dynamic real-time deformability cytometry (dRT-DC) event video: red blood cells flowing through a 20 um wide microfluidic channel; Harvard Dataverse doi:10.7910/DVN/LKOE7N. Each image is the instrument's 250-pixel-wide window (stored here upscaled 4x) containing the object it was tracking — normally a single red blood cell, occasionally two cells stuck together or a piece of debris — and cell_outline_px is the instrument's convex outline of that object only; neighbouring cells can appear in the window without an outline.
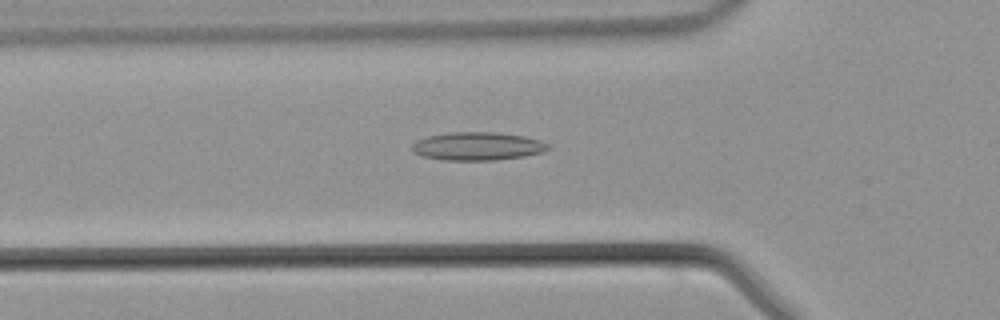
{"species": "common noctule bat (a hibernating species)", "species_latin": "Nyctalus noctula", "temperature_condition": "warm", "stored_images_in_passage": 43, "camera_frame_rate_fps": 3000, "um_per_image_px": 0.085, "animal": {"sex": "male", "body_mass_g": 21.5, "forearm_length_mm": 52.0}, "frame": {"image": 1, "passage_image": 14, "time_ms": 4.333, "image_size_px": [1000, 320], "cell_outline_px": [[552, 148], [544, 152], [524, 156], [496, 160], [444, 160], [420, 156], [412, 152], [412, 144], [416, 140], [428, 136], [452, 132], [496, 132], [524, 136], [540, 140], [548, 144]], "centroid_in_image_um": [40.59, 12.43], "position_along_channel_um": 85.2, "area_um2": 22.54}}
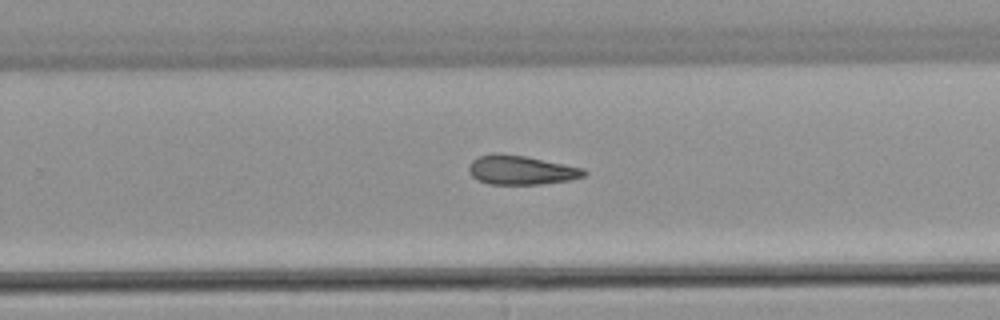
{"frame": {"image": 2, "passage_image": 27, "time_ms": 8.667, "image_size_px": [1000, 320], "cell_outline_px": [[588, 172], [584, 176], [572, 180], [540, 184], [488, 184], [476, 180], [468, 172], [468, 168], [472, 160], [480, 156], [492, 152], [500, 152], [524, 156], [584, 168]], "centroid_in_image_um": [44.27, 14.45], "position_along_channel_um": 285.5, "area_um2": 19.77}}
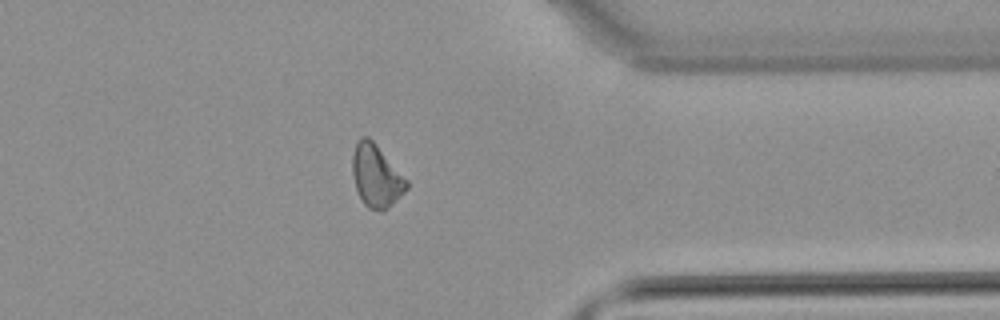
{"frame": {"image": 3, "passage_image": 34, "time_ms": 11.0, "image_size_px": [1000, 320], "cell_outline_px": [[408, 188], [388, 208], [368, 208], [364, 204], [356, 188], [352, 176], [352, 156], [356, 140], [360, 136], [368, 136], [376, 144], [408, 180]], "centroid_in_image_um": [31.96, 14.9], "position_along_channel_um": 379.4, "area_um2": 19.54}}